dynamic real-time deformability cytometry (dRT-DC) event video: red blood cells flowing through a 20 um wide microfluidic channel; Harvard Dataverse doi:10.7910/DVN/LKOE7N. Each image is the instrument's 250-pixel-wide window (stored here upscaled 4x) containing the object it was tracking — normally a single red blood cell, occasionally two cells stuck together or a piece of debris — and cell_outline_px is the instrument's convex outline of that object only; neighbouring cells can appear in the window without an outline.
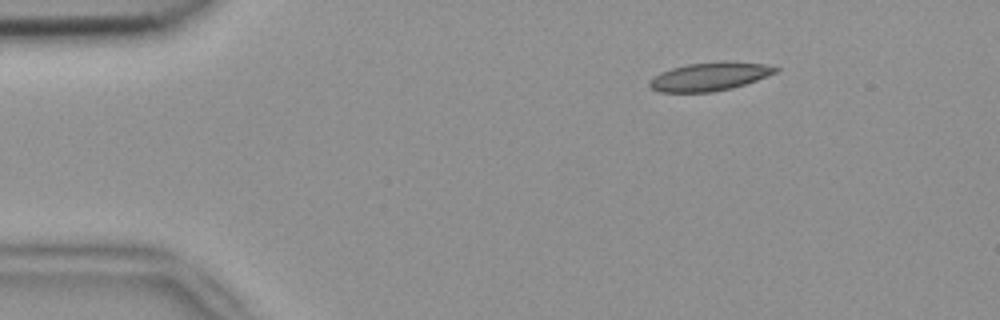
{"species": "common noctule bat (a hibernating species)", "species_latin": "Nyctalus noctula", "temperature_condition": "room temperature", "stored_images_in_passage": 3, "camera_frame_rate_fps": 3000, "um_per_image_px": 0.085, "animal": {"sex": "female", "body_mass_g": 18.4}, "frame": {"image": 1, "passage_image": 1, "time_ms": 0.0, "image_size_px": [1000, 320], "cell_outline_px": [[780, 68], [776, 72], [756, 80], [732, 88], [712, 92], [660, 92], [648, 88], [648, 80], [660, 72], [672, 68], [688, 64], [764, 64]], "centroid_in_image_um": [60.19, 6.57], "position_along_channel_um": 24.8, "area_um2": 19.88}}